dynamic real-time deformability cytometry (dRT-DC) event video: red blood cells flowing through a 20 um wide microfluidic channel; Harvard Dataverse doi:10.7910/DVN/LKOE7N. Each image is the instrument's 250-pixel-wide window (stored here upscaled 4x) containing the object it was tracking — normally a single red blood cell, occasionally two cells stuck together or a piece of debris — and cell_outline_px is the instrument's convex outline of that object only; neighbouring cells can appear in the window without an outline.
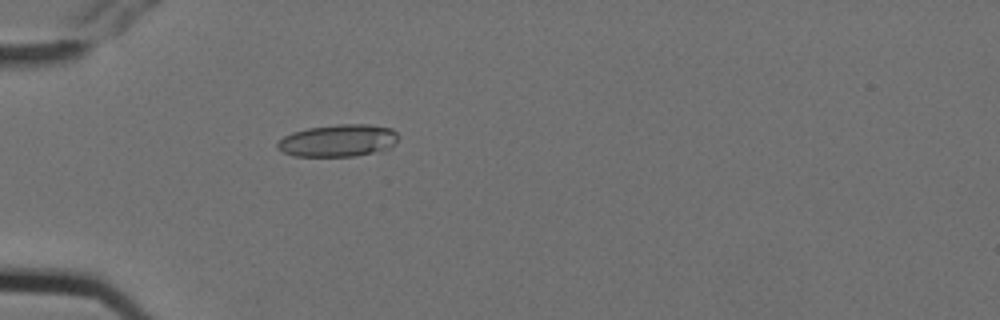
{"species": "Egyptian fruit bat (a non-hibernating species)", "species_latin": "Rousettus aegyptiacus", "temperature_condition": "cold", "stored_images_in_passage": 5, "camera_frame_rate_fps": 3000, "um_per_image_px": 0.085, "animal": {"sex": "female"}, "frame": {"image": 1, "passage_image": 5, "time_ms": 1.333, "image_size_px": [1000, 320], "cell_outline_px": [[400, 136], [392, 148], [356, 156], [292, 156], [276, 148], [276, 144], [284, 136], [292, 132], [308, 128], [336, 124], [368, 124], [392, 128]], "centroid_in_image_um": [28.77, 11.94], "position_along_channel_um": 56.2, "area_um2": 22.95}}